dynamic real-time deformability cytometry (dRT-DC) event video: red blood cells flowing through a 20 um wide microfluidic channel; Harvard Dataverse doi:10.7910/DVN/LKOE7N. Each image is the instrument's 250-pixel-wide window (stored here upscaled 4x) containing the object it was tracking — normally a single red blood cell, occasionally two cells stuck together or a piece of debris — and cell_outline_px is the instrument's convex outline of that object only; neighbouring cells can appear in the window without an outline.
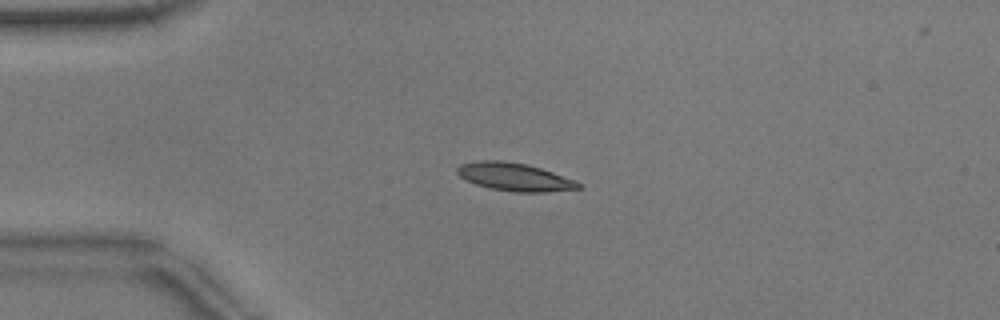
{"species": "common noctule bat (a hibernating species)", "species_latin": "Nyctalus noctula", "temperature_condition": "warm", "stored_images_in_passage": 32, "camera_frame_rate_fps": 3000, "um_per_image_px": 0.085, "animal": {"sex": "male", "body_mass_g": 17.9}, "frame": {"image": 1, "passage_image": 1, "time_ms": 0.0, "image_size_px": [1000, 320], "cell_outline_px": [[584, 188], [544, 192], [516, 192], [488, 188], [476, 184], [460, 176], [456, 172], [456, 168], [460, 164], [476, 160], [504, 160], [528, 164], [552, 172], [572, 180], [580, 184]], "centroid_in_image_um": [43.69, 15.03], "position_along_channel_um": 41.3, "area_um2": 19.71}}
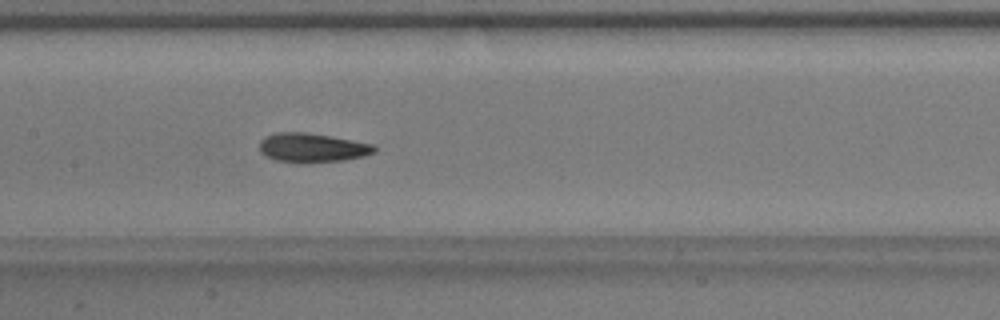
{"frame": {"image": 2, "passage_image": 14, "time_ms": 4.333, "image_size_px": [1000, 320], "cell_outline_px": [[376, 152], [364, 156], [344, 160], [276, 160], [264, 156], [260, 152], [260, 140], [264, 136], [276, 132], [304, 132], [332, 136], [372, 144], [376, 148]], "centroid_in_image_um": [26.52, 12.5], "position_along_channel_um": 180.9, "area_um2": 18.84}}
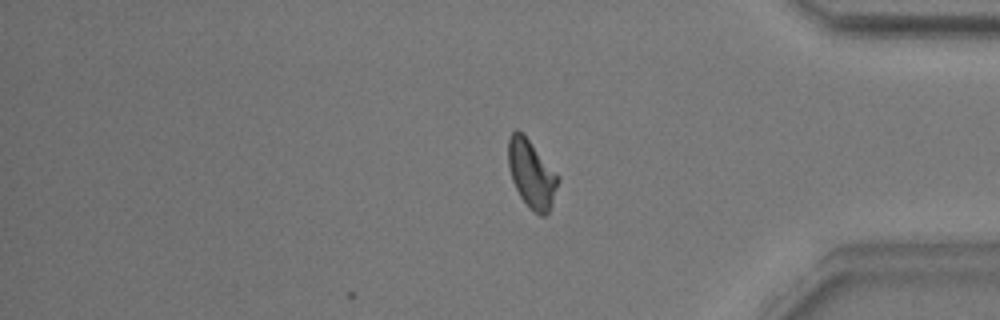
{"frame": {"image": 3, "passage_image": 32, "time_ms": 10.333, "image_size_px": [1000, 320], "cell_outline_px": [[560, 180], [552, 204], [548, 212], [544, 216], [540, 216], [528, 208], [520, 196], [512, 180], [508, 168], [508, 136], [516, 128], [528, 140], [560, 176]], "centroid_in_image_um": [45.18, 14.81], "position_along_channel_um": 390.0, "area_um2": 19.71}, "authors_computed_cell_mechanics": {"area_um2": 19.2474, "velocity_mm_per_s": 3.821, "shape_relaxation_time_tau1_ms": 6.2452, "shape_relaxation_time_tau2_ms": 2.1493, "deformation_change_tau1": 0.1568, "deformation_change_tau2": 0.0907}}